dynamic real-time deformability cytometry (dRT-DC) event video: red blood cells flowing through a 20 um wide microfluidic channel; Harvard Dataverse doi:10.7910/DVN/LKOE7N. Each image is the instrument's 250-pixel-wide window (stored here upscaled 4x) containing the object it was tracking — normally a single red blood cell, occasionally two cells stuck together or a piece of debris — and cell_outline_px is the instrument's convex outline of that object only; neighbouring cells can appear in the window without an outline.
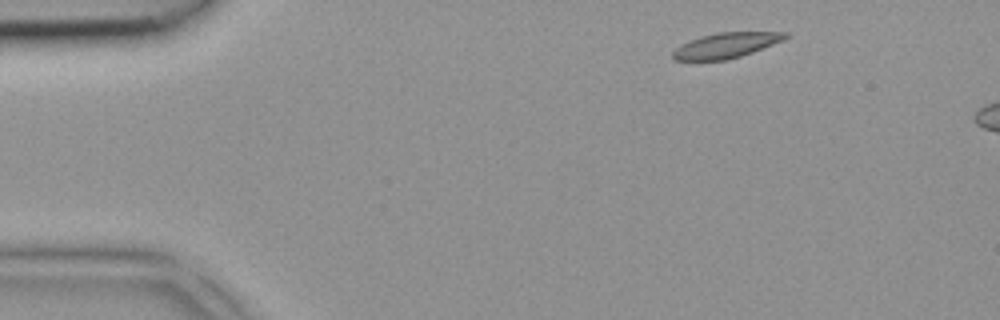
{"species": "common noctule bat (a hibernating species)", "species_latin": "Nyctalus noctula", "temperature_condition": "room temperature", "stored_images_in_passage": 3, "camera_frame_rate_fps": 3000, "um_per_image_px": 0.085, "animal": {"sex": "female", "body_mass_g": 18.4}, "frame": {"image": 1, "passage_image": 1, "time_ms": 0.0, "image_size_px": [1000, 320], "cell_outline_px": [[788, 36], [784, 40], [752, 52], [740, 56], [724, 60], [672, 60], [672, 52], [680, 44], [700, 36], [716, 32], [788, 32]], "centroid_in_image_um": [61.68, 3.85], "position_along_channel_um": 23.3, "area_um2": 16.53}}